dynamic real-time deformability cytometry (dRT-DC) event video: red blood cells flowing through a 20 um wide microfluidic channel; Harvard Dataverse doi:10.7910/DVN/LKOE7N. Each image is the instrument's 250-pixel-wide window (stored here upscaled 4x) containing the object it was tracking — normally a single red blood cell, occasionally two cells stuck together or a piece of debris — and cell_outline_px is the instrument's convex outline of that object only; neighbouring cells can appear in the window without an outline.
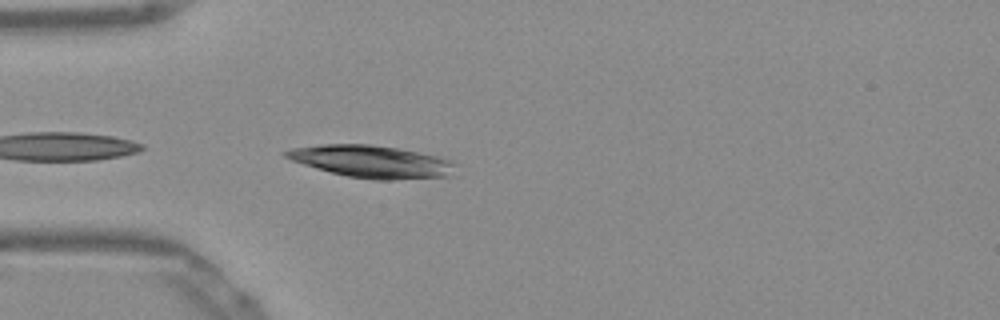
{"species": "Egyptian fruit bat (a non-hibernating species)", "species_latin": "Rousettus aegyptiacus", "temperature_condition": "warm", "stored_images_in_passage": 9, "camera_frame_rate_fps": 3000, "um_per_image_px": 0.085, "frame": {"image": 1, "passage_image": 1, "time_ms": 0.0, "image_size_px": [1000, 320], "cell_outline_px": [[456, 176], [392, 180], [376, 180], [348, 176], [316, 168], [292, 160], [284, 156], [280, 152], [292, 148], [320, 144], [368, 144], [400, 148], [440, 156], [452, 160], [456, 164]], "centroid_in_image_um": [31.68, 13.73], "position_along_channel_um": 53.3, "area_um2": 32.37}}
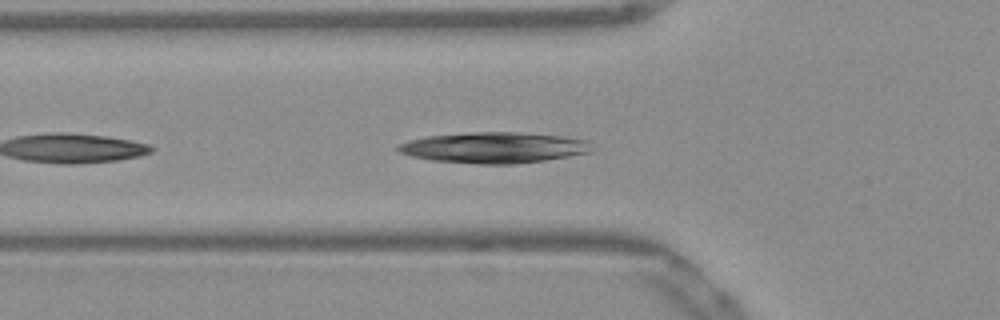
{"frame": {"image": 2, "passage_image": 4, "time_ms": 1.0, "image_size_px": [1000, 320], "cell_outline_px": [[592, 152], [544, 160], [512, 164], [480, 164], [432, 160], [412, 156], [400, 152], [396, 148], [400, 144], [408, 140], [428, 136], [472, 132], [520, 132], [560, 136], [588, 140]], "centroid_in_image_um": [41.99, 12.54], "position_along_channel_um": 83.8, "area_um2": 34.56}}